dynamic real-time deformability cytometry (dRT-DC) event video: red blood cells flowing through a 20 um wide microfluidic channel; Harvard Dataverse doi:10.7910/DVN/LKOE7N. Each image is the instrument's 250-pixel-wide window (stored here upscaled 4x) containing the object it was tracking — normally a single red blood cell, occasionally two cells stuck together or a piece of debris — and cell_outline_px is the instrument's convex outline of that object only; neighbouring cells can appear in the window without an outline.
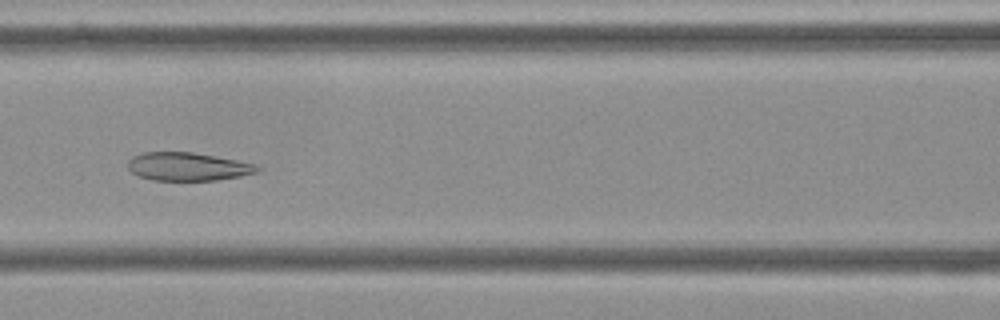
{"species": "Egyptian fruit bat (a non-hibernating species)", "species_latin": "Rousettus aegyptiacus", "temperature_condition": "cold", "stored_images_in_passage": 55, "camera_frame_rate_fps": 3000, "um_per_image_px": 0.085, "frame": {"image": 1, "passage_image": 24, "time_ms": 7.667, "image_size_px": [1000, 320], "cell_outline_px": [[260, 168], [256, 172], [240, 176], [216, 180], [152, 180], [140, 176], [132, 172], [128, 168], [128, 160], [132, 156], [144, 152], [192, 152], [236, 160], [256, 164]], "centroid_in_image_um": [15.93, 14.15], "position_along_channel_um": 150.7, "area_um2": 21.1}}
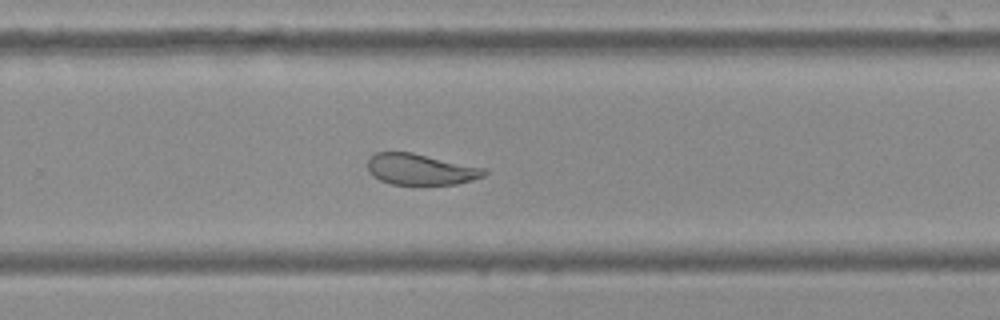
{"frame": {"image": 2, "passage_image": 36, "time_ms": 11.667, "image_size_px": [1000, 320], "cell_outline_px": [[488, 172], [484, 176], [472, 180], [456, 184], [392, 184], [380, 180], [372, 176], [368, 172], [368, 160], [376, 152], [412, 152], [484, 168]], "centroid_in_image_um": [35.73, 14.39], "position_along_channel_um": 294.1, "area_um2": 20.98}}
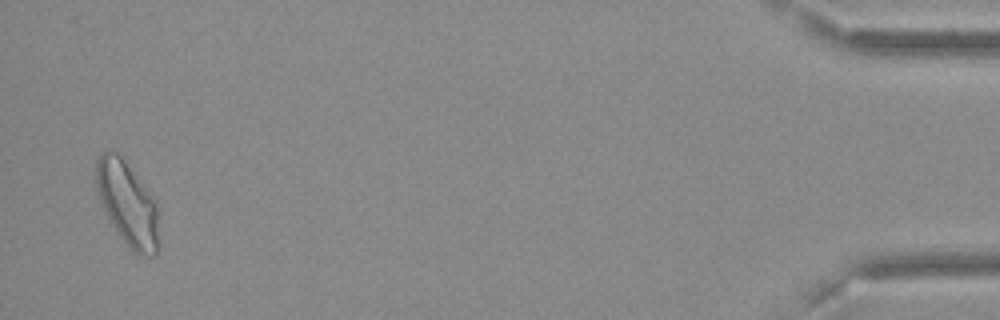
{"frame": {"image": 3, "passage_image": 54, "time_ms": 17.667, "image_size_px": [1000, 320], "cell_outline_px": [[160, 248], [152, 256], [148, 256], [132, 252], [108, 220], [100, 200], [96, 188], [96, 160], [100, 152], [108, 148], [116, 152], [124, 160], [152, 192], [156, 200], [160, 244]], "centroid_in_image_um": [10.86, 17.3], "position_along_channel_um": 424.3, "area_um2": 31.44}, "authors_computed_cell_mechanics": {"area_um2": 24.7962, "velocity_mm_per_s": 3.5933, "shape_relaxation_time_tau1_ms": null, "shape_relaxation_time_tau2_ms": 1.9451, "deformation_change_tau1": null, "deformation_change_tau2": 0.0751}}